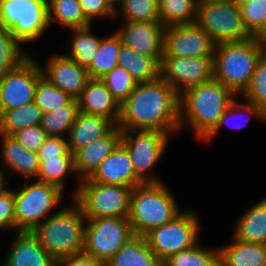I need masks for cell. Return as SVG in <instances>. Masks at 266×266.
I'll return each mask as SVG.
<instances>
[{
  "mask_svg": "<svg viewBox=\"0 0 266 266\" xmlns=\"http://www.w3.org/2000/svg\"><path fill=\"white\" fill-rule=\"evenodd\" d=\"M0 27L22 44L39 39L49 28L47 0H0Z\"/></svg>",
  "mask_w": 266,
  "mask_h": 266,
  "instance_id": "52a82bcc",
  "label": "cell"
},
{
  "mask_svg": "<svg viewBox=\"0 0 266 266\" xmlns=\"http://www.w3.org/2000/svg\"><path fill=\"white\" fill-rule=\"evenodd\" d=\"M95 183L135 188L143 182L136 176L128 151L120 143L89 178Z\"/></svg>",
  "mask_w": 266,
  "mask_h": 266,
  "instance_id": "d6986e66",
  "label": "cell"
},
{
  "mask_svg": "<svg viewBox=\"0 0 266 266\" xmlns=\"http://www.w3.org/2000/svg\"><path fill=\"white\" fill-rule=\"evenodd\" d=\"M114 7H117L115 4L120 3L122 0H109Z\"/></svg>",
  "mask_w": 266,
  "mask_h": 266,
  "instance_id": "f5cc1de1",
  "label": "cell"
},
{
  "mask_svg": "<svg viewBox=\"0 0 266 266\" xmlns=\"http://www.w3.org/2000/svg\"><path fill=\"white\" fill-rule=\"evenodd\" d=\"M23 147L37 153L39 148L44 144L47 133L40 125L26 127L15 132L12 135Z\"/></svg>",
  "mask_w": 266,
  "mask_h": 266,
  "instance_id": "7bdbcfd3",
  "label": "cell"
},
{
  "mask_svg": "<svg viewBox=\"0 0 266 266\" xmlns=\"http://www.w3.org/2000/svg\"><path fill=\"white\" fill-rule=\"evenodd\" d=\"M81 186L74 191V202L84 217H129L132 187L81 180Z\"/></svg>",
  "mask_w": 266,
  "mask_h": 266,
  "instance_id": "8992f818",
  "label": "cell"
},
{
  "mask_svg": "<svg viewBox=\"0 0 266 266\" xmlns=\"http://www.w3.org/2000/svg\"><path fill=\"white\" fill-rule=\"evenodd\" d=\"M160 76L180 95L214 78L213 57H163Z\"/></svg>",
  "mask_w": 266,
  "mask_h": 266,
  "instance_id": "9a60e30c",
  "label": "cell"
},
{
  "mask_svg": "<svg viewBox=\"0 0 266 266\" xmlns=\"http://www.w3.org/2000/svg\"><path fill=\"white\" fill-rule=\"evenodd\" d=\"M121 137L122 129L116 125L108 134L76 151L74 153V168L75 173L78 172V180L90 178L103 160L121 143Z\"/></svg>",
  "mask_w": 266,
  "mask_h": 266,
  "instance_id": "ac0fdd59",
  "label": "cell"
},
{
  "mask_svg": "<svg viewBox=\"0 0 266 266\" xmlns=\"http://www.w3.org/2000/svg\"><path fill=\"white\" fill-rule=\"evenodd\" d=\"M115 126L109 118L79 111L67 137L70 151L74 154L95 139L108 134Z\"/></svg>",
  "mask_w": 266,
  "mask_h": 266,
  "instance_id": "7402d4cb",
  "label": "cell"
},
{
  "mask_svg": "<svg viewBox=\"0 0 266 266\" xmlns=\"http://www.w3.org/2000/svg\"><path fill=\"white\" fill-rule=\"evenodd\" d=\"M238 221L234 237L246 243L266 245V198L254 204Z\"/></svg>",
  "mask_w": 266,
  "mask_h": 266,
  "instance_id": "484cf974",
  "label": "cell"
},
{
  "mask_svg": "<svg viewBox=\"0 0 266 266\" xmlns=\"http://www.w3.org/2000/svg\"><path fill=\"white\" fill-rule=\"evenodd\" d=\"M216 43L196 23L165 28L163 57H213Z\"/></svg>",
  "mask_w": 266,
  "mask_h": 266,
  "instance_id": "5bb4252c",
  "label": "cell"
},
{
  "mask_svg": "<svg viewBox=\"0 0 266 266\" xmlns=\"http://www.w3.org/2000/svg\"><path fill=\"white\" fill-rule=\"evenodd\" d=\"M41 66L30 56L0 78V115L34 101Z\"/></svg>",
  "mask_w": 266,
  "mask_h": 266,
  "instance_id": "4fadbf2b",
  "label": "cell"
},
{
  "mask_svg": "<svg viewBox=\"0 0 266 266\" xmlns=\"http://www.w3.org/2000/svg\"><path fill=\"white\" fill-rule=\"evenodd\" d=\"M42 76L56 88L78 99L86 87L90 76L88 70L65 55L52 56L46 68H41Z\"/></svg>",
  "mask_w": 266,
  "mask_h": 266,
  "instance_id": "e0dca14e",
  "label": "cell"
},
{
  "mask_svg": "<svg viewBox=\"0 0 266 266\" xmlns=\"http://www.w3.org/2000/svg\"><path fill=\"white\" fill-rule=\"evenodd\" d=\"M64 155H74L70 149L68 140L64 137L48 136L44 144L39 148L37 156L39 161L57 158Z\"/></svg>",
  "mask_w": 266,
  "mask_h": 266,
  "instance_id": "ee69618b",
  "label": "cell"
},
{
  "mask_svg": "<svg viewBox=\"0 0 266 266\" xmlns=\"http://www.w3.org/2000/svg\"><path fill=\"white\" fill-rule=\"evenodd\" d=\"M15 228V191L4 188L0 192V229Z\"/></svg>",
  "mask_w": 266,
  "mask_h": 266,
  "instance_id": "f6af8a7d",
  "label": "cell"
},
{
  "mask_svg": "<svg viewBox=\"0 0 266 266\" xmlns=\"http://www.w3.org/2000/svg\"><path fill=\"white\" fill-rule=\"evenodd\" d=\"M2 136L3 163L11 170L16 171L24 178H37L39 171V158L37 153L23 147L13 136L0 133Z\"/></svg>",
  "mask_w": 266,
  "mask_h": 266,
  "instance_id": "603a6c76",
  "label": "cell"
},
{
  "mask_svg": "<svg viewBox=\"0 0 266 266\" xmlns=\"http://www.w3.org/2000/svg\"><path fill=\"white\" fill-rule=\"evenodd\" d=\"M264 48L254 37L239 43L216 44L213 55L214 78L235 95L248 88Z\"/></svg>",
  "mask_w": 266,
  "mask_h": 266,
  "instance_id": "277c9868",
  "label": "cell"
},
{
  "mask_svg": "<svg viewBox=\"0 0 266 266\" xmlns=\"http://www.w3.org/2000/svg\"><path fill=\"white\" fill-rule=\"evenodd\" d=\"M145 236L134 235L112 256L105 266H161Z\"/></svg>",
  "mask_w": 266,
  "mask_h": 266,
  "instance_id": "cb8c5ba5",
  "label": "cell"
},
{
  "mask_svg": "<svg viewBox=\"0 0 266 266\" xmlns=\"http://www.w3.org/2000/svg\"><path fill=\"white\" fill-rule=\"evenodd\" d=\"M15 191L16 232L32 231L61 201L63 191L55 185L35 180Z\"/></svg>",
  "mask_w": 266,
  "mask_h": 266,
  "instance_id": "30bf717a",
  "label": "cell"
},
{
  "mask_svg": "<svg viewBox=\"0 0 266 266\" xmlns=\"http://www.w3.org/2000/svg\"><path fill=\"white\" fill-rule=\"evenodd\" d=\"M254 38L264 49L266 48V24Z\"/></svg>",
  "mask_w": 266,
  "mask_h": 266,
  "instance_id": "c3c4849f",
  "label": "cell"
},
{
  "mask_svg": "<svg viewBox=\"0 0 266 266\" xmlns=\"http://www.w3.org/2000/svg\"><path fill=\"white\" fill-rule=\"evenodd\" d=\"M242 113H244L243 116H242ZM238 114H241V115H238ZM237 115H238V117L242 116L243 118H246V120L243 124L237 123V124L233 125L234 128L244 127L251 116H253L259 120L266 121L265 116L260 112L259 108L254 103H251L248 101L247 105L238 104L237 100L235 98L229 104L227 109L224 111V113L220 117L216 127L203 140L205 142L210 141L213 137L216 136V134L219 132V130L221 129V127L225 123L229 124V121L231 122L234 119H237ZM244 115H246V117Z\"/></svg>",
  "mask_w": 266,
  "mask_h": 266,
  "instance_id": "f35d334b",
  "label": "cell"
},
{
  "mask_svg": "<svg viewBox=\"0 0 266 266\" xmlns=\"http://www.w3.org/2000/svg\"><path fill=\"white\" fill-rule=\"evenodd\" d=\"M118 8L126 21H159L158 0H122Z\"/></svg>",
  "mask_w": 266,
  "mask_h": 266,
  "instance_id": "74e56055",
  "label": "cell"
},
{
  "mask_svg": "<svg viewBox=\"0 0 266 266\" xmlns=\"http://www.w3.org/2000/svg\"><path fill=\"white\" fill-rule=\"evenodd\" d=\"M234 97L236 95L215 78L185 90L179 98L180 129L188 124L203 140L216 127Z\"/></svg>",
  "mask_w": 266,
  "mask_h": 266,
  "instance_id": "7a4b0ae2",
  "label": "cell"
},
{
  "mask_svg": "<svg viewBox=\"0 0 266 266\" xmlns=\"http://www.w3.org/2000/svg\"><path fill=\"white\" fill-rule=\"evenodd\" d=\"M39 162L36 180L55 185L63 191L66 183V174L72 173V171L75 172L74 155H64Z\"/></svg>",
  "mask_w": 266,
  "mask_h": 266,
  "instance_id": "836d02e7",
  "label": "cell"
},
{
  "mask_svg": "<svg viewBox=\"0 0 266 266\" xmlns=\"http://www.w3.org/2000/svg\"><path fill=\"white\" fill-rule=\"evenodd\" d=\"M83 253L105 264L134 236L125 217H100L86 220Z\"/></svg>",
  "mask_w": 266,
  "mask_h": 266,
  "instance_id": "9c48e42d",
  "label": "cell"
},
{
  "mask_svg": "<svg viewBox=\"0 0 266 266\" xmlns=\"http://www.w3.org/2000/svg\"><path fill=\"white\" fill-rule=\"evenodd\" d=\"M195 22L216 44L239 43L252 38L244 26L240 7L230 1L198 3Z\"/></svg>",
  "mask_w": 266,
  "mask_h": 266,
  "instance_id": "ba28073f",
  "label": "cell"
},
{
  "mask_svg": "<svg viewBox=\"0 0 266 266\" xmlns=\"http://www.w3.org/2000/svg\"><path fill=\"white\" fill-rule=\"evenodd\" d=\"M15 237L2 266H55L56 259L30 231H18Z\"/></svg>",
  "mask_w": 266,
  "mask_h": 266,
  "instance_id": "44dd1931",
  "label": "cell"
},
{
  "mask_svg": "<svg viewBox=\"0 0 266 266\" xmlns=\"http://www.w3.org/2000/svg\"><path fill=\"white\" fill-rule=\"evenodd\" d=\"M229 1H230L231 3L237 5V6H240V5H242V4L248 2V0H229Z\"/></svg>",
  "mask_w": 266,
  "mask_h": 266,
  "instance_id": "816d5d0a",
  "label": "cell"
},
{
  "mask_svg": "<svg viewBox=\"0 0 266 266\" xmlns=\"http://www.w3.org/2000/svg\"><path fill=\"white\" fill-rule=\"evenodd\" d=\"M85 220L82 210L73 201L72 206L45 218L31 233L55 259L64 258L83 252Z\"/></svg>",
  "mask_w": 266,
  "mask_h": 266,
  "instance_id": "3957f363",
  "label": "cell"
},
{
  "mask_svg": "<svg viewBox=\"0 0 266 266\" xmlns=\"http://www.w3.org/2000/svg\"><path fill=\"white\" fill-rule=\"evenodd\" d=\"M219 250L221 266H266V245L246 243L234 237Z\"/></svg>",
  "mask_w": 266,
  "mask_h": 266,
  "instance_id": "d4e9b609",
  "label": "cell"
},
{
  "mask_svg": "<svg viewBox=\"0 0 266 266\" xmlns=\"http://www.w3.org/2000/svg\"><path fill=\"white\" fill-rule=\"evenodd\" d=\"M177 91L161 76L137 83L121 104L118 126L122 130H159L172 134L179 127Z\"/></svg>",
  "mask_w": 266,
  "mask_h": 266,
  "instance_id": "6da1fadb",
  "label": "cell"
},
{
  "mask_svg": "<svg viewBox=\"0 0 266 266\" xmlns=\"http://www.w3.org/2000/svg\"><path fill=\"white\" fill-rule=\"evenodd\" d=\"M55 266H105V263L83 252L56 259Z\"/></svg>",
  "mask_w": 266,
  "mask_h": 266,
  "instance_id": "7dc6e473",
  "label": "cell"
},
{
  "mask_svg": "<svg viewBox=\"0 0 266 266\" xmlns=\"http://www.w3.org/2000/svg\"><path fill=\"white\" fill-rule=\"evenodd\" d=\"M159 21L163 26L194 23L197 15V0H158Z\"/></svg>",
  "mask_w": 266,
  "mask_h": 266,
  "instance_id": "4dcf8cb0",
  "label": "cell"
},
{
  "mask_svg": "<svg viewBox=\"0 0 266 266\" xmlns=\"http://www.w3.org/2000/svg\"><path fill=\"white\" fill-rule=\"evenodd\" d=\"M229 0H197L198 3H214V2H223Z\"/></svg>",
  "mask_w": 266,
  "mask_h": 266,
  "instance_id": "f907efd6",
  "label": "cell"
},
{
  "mask_svg": "<svg viewBox=\"0 0 266 266\" xmlns=\"http://www.w3.org/2000/svg\"><path fill=\"white\" fill-rule=\"evenodd\" d=\"M42 115L40 107L34 101L18 108L5 110L0 115V133L12 136L26 127L40 125Z\"/></svg>",
  "mask_w": 266,
  "mask_h": 266,
  "instance_id": "83f0119b",
  "label": "cell"
},
{
  "mask_svg": "<svg viewBox=\"0 0 266 266\" xmlns=\"http://www.w3.org/2000/svg\"><path fill=\"white\" fill-rule=\"evenodd\" d=\"M124 27L116 33L126 46L139 54L154 58L161 64L164 53L165 27L160 21H125Z\"/></svg>",
  "mask_w": 266,
  "mask_h": 266,
  "instance_id": "2e32d148",
  "label": "cell"
},
{
  "mask_svg": "<svg viewBox=\"0 0 266 266\" xmlns=\"http://www.w3.org/2000/svg\"><path fill=\"white\" fill-rule=\"evenodd\" d=\"M118 58V67L125 69L137 83L153 81L160 76V64L154 58L139 54L123 43Z\"/></svg>",
  "mask_w": 266,
  "mask_h": 266,
  "instance_id": "4316f807",
  "label": "cell"
},
{
  "mask_svg": "<svg viewBox=\"0 0 266 266\" xmlns=\"http://www.w3.org/2000/svg\"><path fill=\"white\" fill-rule=\"evenodd\" d=\"M239 7L245 28L255 37L266 24V0H248Z\"/></svg>",
  "mask_w": 266,
  "mask_h": 266,
  "instance_id": "b9f144b4",
  "label": "cell"
},
{
  "mask_svg": "<svg viewBox=\"0 0 266 266\" xmlns=\"http://www.w3.org/2000/svg\"><path fill=\"white\" fill-rule=\"evenodd\" d=\"M197 243L194 247L180 251L163 262L164 266H221L219 250L203 249Z\"/></svg>",
  "mask_w": 266,
  "mask_h": 266,
  "instance_id": "d590c367",
  "label": "cell"
},
{
  "mask_svg": "<svg viewBox=\"0 0 266 266\" xmlns=\"http://www.w3.org/2000/svg\"><path fill=\"white\" fill-rule=\"evenodd\" d=\"M73 98L66 92L56 88L44 76L37 80L34 102L40 107L42 113L56 111L65 105H68Z\"/></svg>",
  "mask_w": 266,
  "mask_h": 266,
  "instance_id": "8d00e7d4",
  "label": "cell"
},
{
  "mask_svg": "<svg viewBox=\"0 0 266 266\" xmlns=\"http://www.w3.org/2000/svg\"><path fill=\"white\" fill-rule=\"evenodd\" d=\"M180 213L172 194L161 182L133 188L128 219L134 235L145 236Z\"/></svg>",
  "mask_w": 266,
  "mask_h": 266,
  "instance_id": "5b68a950",
  "label": "cell"
},
{
  "mask_svg": "<svg viewBox=\"0 0 266 266\" xmlns=\"http://www.w3.org/2000/svg\"><path fill=\"white\" fill-rule=\"evenodd\" d=\"M79 112L78 101L73 99L68 105L56 111L43 113L40 127L48 136L63 137L68 134Z\"/></svg>",
  "mask_w": 266,
  "mask_h": 266,
  "instance_id": "d6a6232c",
  "label": "cell"
},
{
  "mask_svg": "<svg viewBox=\"0 0 266 266\" xmlns=\"http://www.w3.org/2000/svg\"><path fill=\"white\" fill-rule=\"evenodd\" d=\"M197 218L193 211L181 212L173 220L145 235L151 250L162 263L170 256L198 243L200 224Z\"/></svg>",
  "mask_w": 266,
  "mask_h": 266,
  "instance_id": "8fae6325",
  "label": "cell"
},
{
  "mask_svg": "<svg viewBox=\"0 0 266 266\" xmlns=\"http://www.w3.org/2000/svg\"><path fill=\"white\" fill-rule=\"evenodd\" d=\"M246 101L254 103L266 118V55L258 61L251 82L242 94Z\"/></svg>",
  "mask_w": 266,
  "mask_h": 266,
  "instance_id": "ab89813d",
  "label": "cell"
},
{
  "mask_svg": "<svg viewBox=\"0 0 266 266\" xmlns=\"http://www.w3.org/2000/svg\"><path fill=\"white\" fill-rule=\"evenodd\" d=\"M170 135L159 130H122L121 144L128 151L136 176L143 183L161 182L153 174L148 177L147 173L162 157Z\"/></svg>",
  "mask_w": 266,
  "mask_h": 266,
  "instance_id": "7c38bea8",
  "label": "cell"
},
{
  "mask_svg": "<svg viewBox=\"0 0 266 266\" xmlns=\"http://www.w3.org/2000/svg\"><path fill=\"white\" fill-rule=\"evenodd\" d=\"M85 17L92 22L94 18L114 17L118 11L109 0H78Z\"/></svg>",
  "mask_w": 266,
  "mask_h": 266,
  "instance_id": "bcb514c9",
  "label": "cell"
},
{
  "mask_svg": "<svg viewBox=\"0 0 266 266\" xmlns=\"http://www.w3.org/2000/svg\"><path fill=\"white\" fill-rule=\"evenodd\" d=\"M5 174H4V170L2 171L1 170V168H0V192L4 189V188H6V186L4 185V184H6V183H4L5 181V176H4Z\"/></svg>",
  "mask_w": 266,
  "mask_h": 266,
  "instance_id": "681fc988",
  "label": "cell"
},
{
  "mask_svg": "<svg viewBox=\"0 0 266 266\" xmlns=\"http://www.w3.org/2000/svg\"><path fill=\"white\" fill-rule=\"evenodd\" d=\"M48 22H59L69 29L91 26L78 0H47Z\"/></svg>",
  "mask_w": 266,
  "mask_h": 266,
  "instance_id": "f1b7e54d",
  "label": "cell"
},
{
  "mask_svg": "<svg viewBox=\"0 0 266 266\" xmlns=\"http://www.w3.org/2000/svg\"><path fill=\"white\" fill-rule=\"evenodd\" d=\"M100 79L120 104L128 98L137 84L125 69L118 66Z\"/></svg>",
  "mask_w": 266,
  "mask_h": 266,
  "instance_id": "60d3db41",
  "label": "cell"
},
{
  "mask_svg": "<svg viewBox=\"0 0 266 266\" xmlns=\"http://www.w3.org/2000/svg\"><path fill=\"white\" fill-rule=\"evenodd\" d=\"M122 44L120 36L115 32L101 38V42L91 65L87 68L90 78H102L118 66V55Z\"/></svg>",
  "mask_w": 266,
  "mask_h": 266,
  "instance_id": "f546056e",
  "label": "cell"
},
{
  "mask_svg": "<svg viewBox=\"0 0 266 266\" xmlns=\"http://www.w3.org/2000/svg\"><path fill=\"white\" fill-rule=\"evenodd\" d=\"M90 28L91 26L69 29L73 32V37L70 54L65 55L86 69L91 65L101 42V37L91 34Z\"/></svg>",
  "mask_w": 266,
  "mask_h": 266,
  "instance_id": "1f68e13d",
  "label": "cell"
},
{
  "mask_svg": "<svg viewBox=\"0 0 266 266\" xmlns=\"http://www.w3.org/2000/svg\"><path fill=\"white\" fill-rule=\"evenodd\" d=\"M20 44L10 30L0 27V78L29 57L23 54Z\"/></svg>",
  "mask_w": 266,
  "mask_h": 266,
  "instance_id": "e575fe53",
  "label": "cell"
},
{
  "mask_svg": "<svg viewBox=\"0 0 266 266\" xmlns=\"http://www.w3.org/2000/svg\"><path fill=\"white\" fill-rule=\"evenodd\" d=\"M77 101L79 111L109 118L118 125L121 104L100 78H90Z\"/></svg>",
  "mask_w": 266,
  "mask_h": 266,
  "instance_id": "ffe728a7",
  "label": "cell"
}]
</instances>
